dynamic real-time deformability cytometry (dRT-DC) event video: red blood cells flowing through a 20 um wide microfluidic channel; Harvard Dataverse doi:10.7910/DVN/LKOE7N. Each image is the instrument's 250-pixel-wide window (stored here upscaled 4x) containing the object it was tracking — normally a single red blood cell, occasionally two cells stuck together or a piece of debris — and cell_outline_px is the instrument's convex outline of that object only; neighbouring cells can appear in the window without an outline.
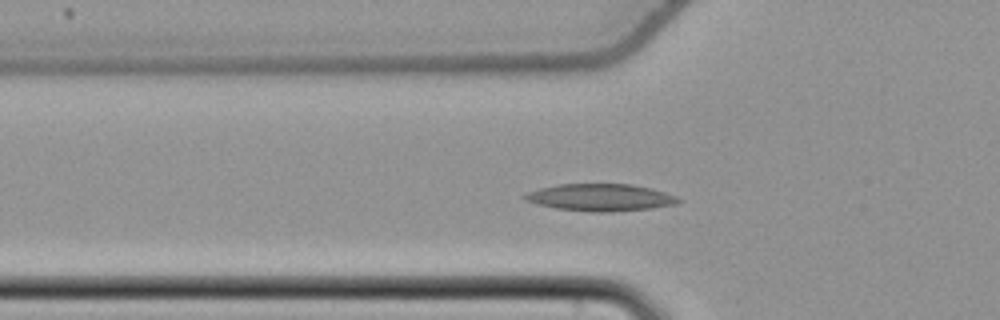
{"species": "common noctule bat (a hibernating species)", "species_latin": "Nyctalus noctula", "temperature_condition": "cold", "stored_images_in_passage": 43, "camera_frame_rate_fps": 3000, "um_per_image_px": 0.085, "animal": {"sex": "female", "body_mass_g": 22.7, "forearm_length_mm": 54.2}, "frame": {"image": 1, "passage_image": 6, "time_ms": 1.667, "image_size_px": [1000, 320], "cell_outline_px": [[684, 200], [676, 204], [652, 208], [608, 212], [592, 212], [556, 208], [536, 204], [524, 200], [520, 196], [528, 192], [540, 188], [556, 184], [632, 184], [652, 188], [676, 196]], "centroid_in_image_um": [51.02, 16.78], "position_along_channel_um": 74.8, "area_um2": 24.45}}
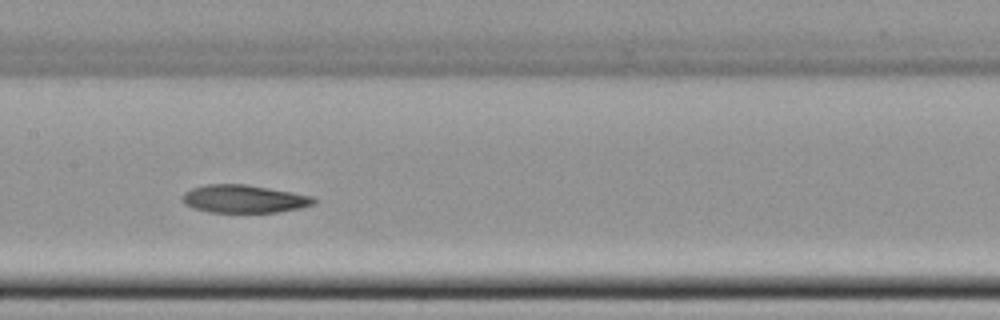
{"frame": {"image": 2, "passage_image": 15, "time_ms": 4.667, "image_size_px": [1000, 320], "cell_outline_px": [[316, 204], [300, 208], [276, 212], [212, 212], [196, 208], [188, 204], [180, 196], [184, 192], [192, 188], [204, 184], [244, 184], [292, 192], [312, 196], [316, 200]], "centroid_in_image_um": [20.77, 16.89], "position_along_channel_um": 186.6, "area_um2": 21.15}}
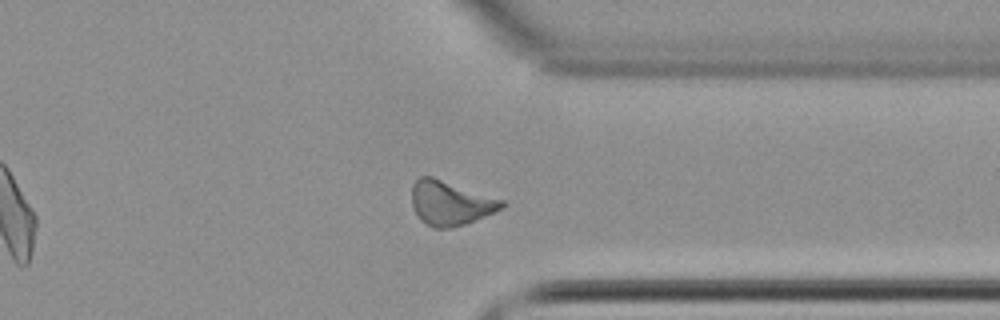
{"frame": {"image": 3, "passage_image": 30, "time_ms": 9.667, "image_size_px": [1000, 320], "cell_outline_px": [[508, 204], [504, 208], [496, 212], [464, 224], [452, 228], [432, 228], [416, 212], [412, 204], [412, 184], [420, 176], [432, 176], [504, 200]], "centroid_in_image_um": [38.33, 17.25], "position_along_channel_um": 373.1, "area_um2": 23.18}}